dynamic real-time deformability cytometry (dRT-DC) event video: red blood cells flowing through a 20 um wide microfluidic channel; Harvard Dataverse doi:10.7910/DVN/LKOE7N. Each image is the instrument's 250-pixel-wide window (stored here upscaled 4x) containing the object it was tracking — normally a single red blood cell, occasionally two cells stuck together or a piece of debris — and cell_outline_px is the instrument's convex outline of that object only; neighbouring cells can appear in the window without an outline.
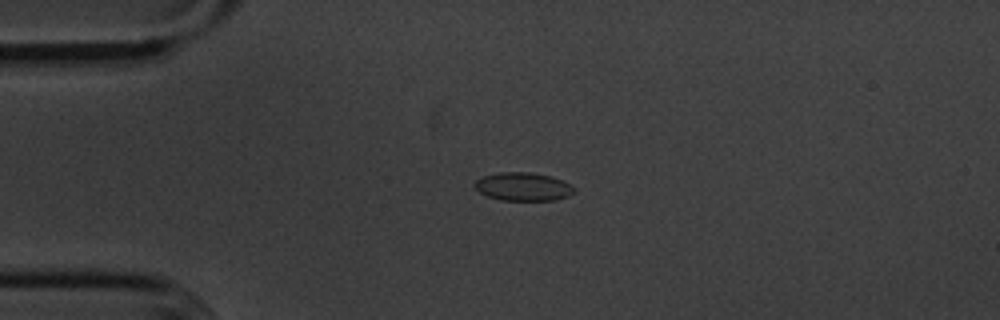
{"species": "common noctule bat (a hibernating species)", "species_latin": "Nyctalus noctula", "temperature_condition": "cold", "stored_images_in_passage": 43, "camera_frame_rate_fps": 3000, "um_per_image_px": 0.085, "animal": {"sex": "male", "body_mass_g": 20.1, "forearm_length_mm": 53.5}, "frame": {"image": 1, "passage_image": 1, "time_ms": 0.0, "image_size_px": [1000, 320], "cell_outline_px": [[576, 192], [568, 196], [556, 200], [500, 200], [488, 196], [480, 192], [476, 188], [476, 180], [484, 176], [500, 172], [532, 172], [552, 176], [564, 180], [572, 184], [576, 188]], "centroid_in_image_um": [44.56, 15.86], "position_along_channel_um": 40.4, "area_um2": 16.53}}
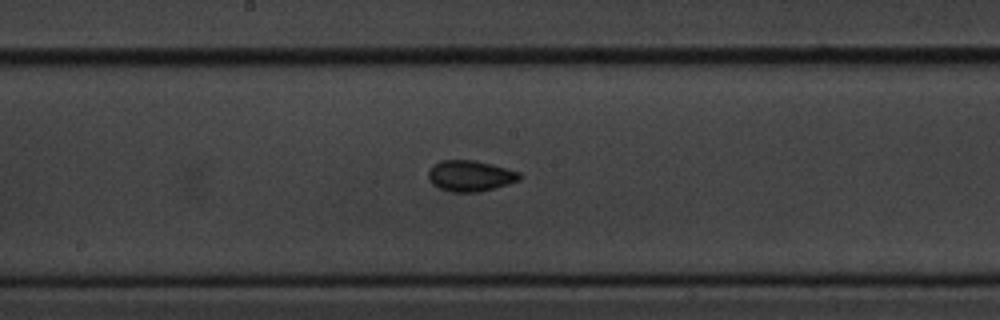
{"frame": {"image": 2, "passage_image": 17, "time_ms": 5.333, "image_size_px": [1000, 320], "cell_outline_px": [[520, 180], [496, 188], [480, 192], [452, 192], [440, 188], [432, 184], [428, 176], [428, 172], [432, 164], [440, 160], [476, 160], [492, 164], [520, 172]], "centroid_in_image_um": [39.96, 14.94], "position_along_channel_um": 208.2, "area_um2": 16.59}}
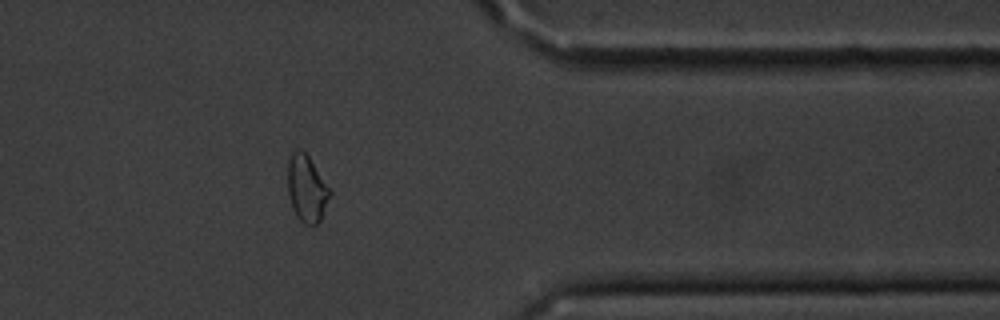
{"frame": {"image": 3, "passage_image": 33, "time_ms": 10.667, "image_size_px": [1000, 320], "cell_outline_px": [[332, 192], [320, 220], [316, 224], [304, 224], [296, 216], [292, 208], [288, 192], [288, 160], [292, 152], [300, 148], [308, 156]], "centroid_in_image_um": [26.06, 16.03], "position_along_channel_um": 385.3, "area_um2": 16.18}, "authors_computed_cell_mechanics": {"area_um2": 16.0106, "velocity_mm_per_s": 3.5878, "shape_relaxation_time_tau1_ms": 4.4655, "shape_relaxation_time_tau2_ms": 1.8672, "deformation_change_tau1": 0.075, "deformation_change_tau2": 0.0579}}